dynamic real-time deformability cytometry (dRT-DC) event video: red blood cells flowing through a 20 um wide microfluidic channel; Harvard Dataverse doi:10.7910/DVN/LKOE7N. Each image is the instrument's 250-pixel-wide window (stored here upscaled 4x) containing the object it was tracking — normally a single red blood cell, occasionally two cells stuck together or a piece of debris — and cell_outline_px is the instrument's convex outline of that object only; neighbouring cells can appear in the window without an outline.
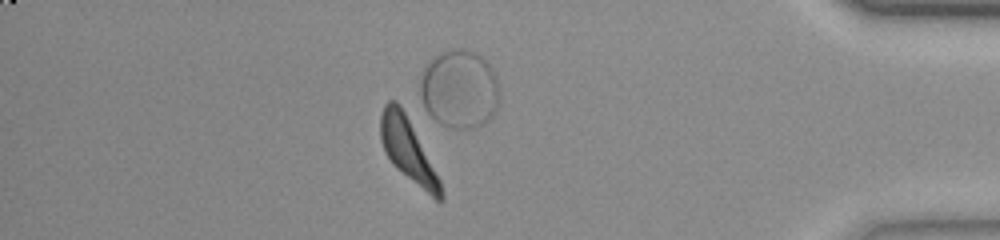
{"species": "common noctule bat (a hibernating species)", "species_latin": "Nyctalus noctula", "temperature_condition": "room temperature", "stored_images_in_passage": 52, "camera_frame_rate_fps": 3000, "um_per_image_px": 0.085, "animal": {"sex": "female", "body_mass_g": 23.0, "forearm_length_mm": 53.4}, "frame": {"image": 1, "passage_image": 44, "time_ms": 14.333, "image_size_px": [1000, 240], "cell_outline_px": [[444, 200], [440, 204], [396, 168], [392, 164], [384, 152], [380, 140], [380, 116], [384, 104], [388, 100], [396, 100], [408, 112], [440, 180], [444, 192]], "centroid_in_image_um": [34.69, 12.71], "position_along_channel_um": 400.5, "area_um2": 22.89}}